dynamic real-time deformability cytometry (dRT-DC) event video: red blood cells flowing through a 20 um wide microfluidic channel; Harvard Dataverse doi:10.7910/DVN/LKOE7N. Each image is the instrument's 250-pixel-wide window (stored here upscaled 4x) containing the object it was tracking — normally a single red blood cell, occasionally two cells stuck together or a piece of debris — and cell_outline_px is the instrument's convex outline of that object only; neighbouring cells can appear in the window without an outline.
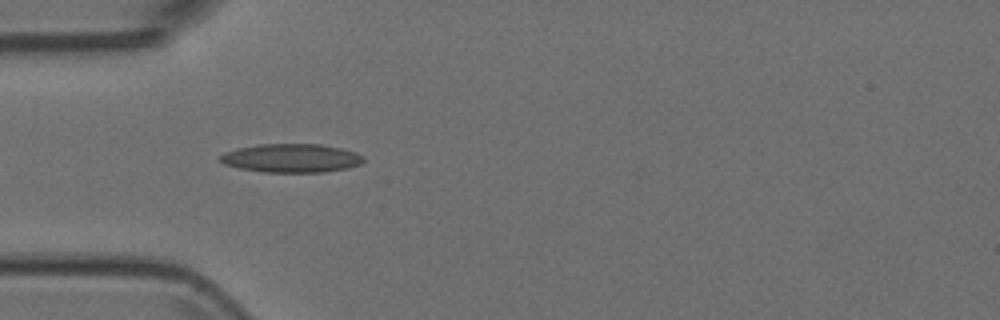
{"species": "Egyptian fruit bat (a non-hibernating species)", "species_latin": "Rousettus aegyptiacus", "temperature_condition": "room temperature", "stored_images_in_passage": 7, "camera_frame_rate_fps": 3000, "um_per_image_px": 0.085, "animal": {"sex": "female"}, "frame": {"image": 1, "passage_image": 4, "time_ms": 1.0, "image_size_px": [1000, 320], "cell_outline_px": [[364, 160], [360, 164], [348, 168], [324, 172], [264, 172], [240, 168], [224, 164], [220, 160], [220, 156], [224, 152], [236, 148], [256, 144], [320, 144], [340, 148], [356, 152], [364, 156]], "centroid_in_image_um": [24.77, 13.43], "position_along_channel_um": 60.2, "area_um2": 23.99}}
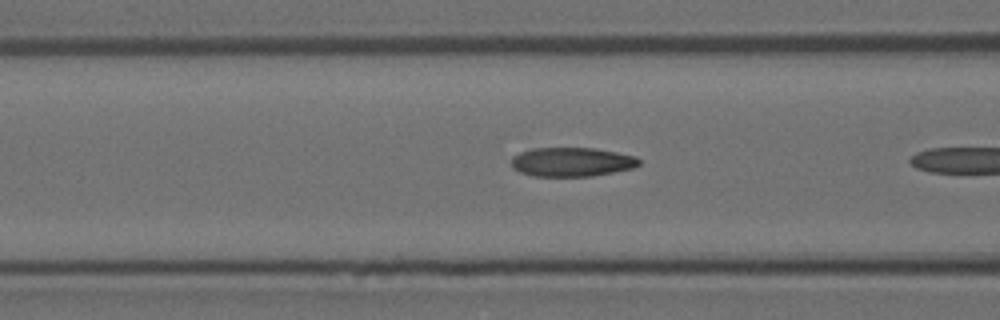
{"frame": {"image": 2, "passage_image": 6, "time_ms": 1.667, "image_size_px": [1000, 320], "cell_outline_px": [[640, 164], [632, 168], [592, 176], [532, 176], [520, 172], [512, 168], [512, 156], [520, 152], [532, 148], [592, 148], [616, 152], [636, 156], [640, 160]], "centroid_in_image_um": [48.58, 13.76], "position_along_channel_um": 118.0, "area_um2": 21.62}}